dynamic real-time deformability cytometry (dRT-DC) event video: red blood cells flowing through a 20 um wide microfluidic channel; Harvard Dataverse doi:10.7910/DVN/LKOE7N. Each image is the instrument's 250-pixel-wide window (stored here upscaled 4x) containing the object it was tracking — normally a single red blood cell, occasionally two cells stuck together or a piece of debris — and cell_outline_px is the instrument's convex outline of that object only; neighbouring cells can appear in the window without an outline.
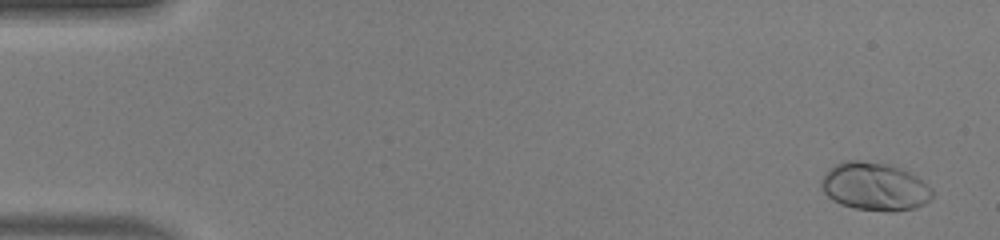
{"species": "human", "species_latin": "Homo sapiens", "temperature_condition": "warm", "stored_images_in_passage": 50, "camera_frame_rate_fps": 3000, "um_per_image_px": 0.085, "donor": {"sex": "male"}, "frame": {"image": 1, "passage_image": 3, "time_ms": 0.667, "image_size_px": [1000, 240], "cell_outline_px": [[932, 200], [916, 208], [892, 212], [888, 212], [856, 208], [840, 204], [832, 200], [824, 192], [820, 184], [820, 180], [828, 168], [844, 160], [860, 160], [888, 164], [900, 168], [916, 176], [932, 188]], "centroid_in_image_um": [74.34, 15.86], "position_along_channel_um": 10.7, "area_um2": 31.33}}
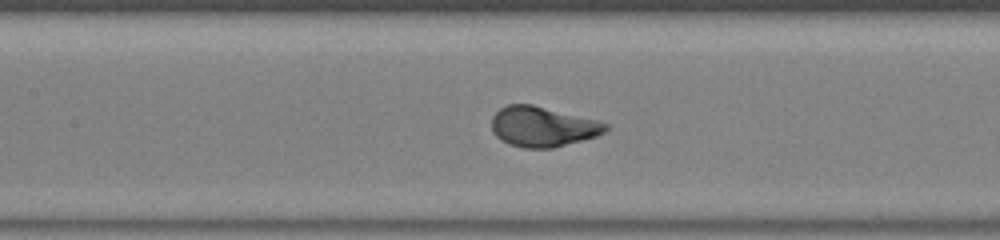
{"frame": {"image": 2, "passage_image": 24, "time_ms": 7.667, "image_size_px": [1000, 240], "cell_outline_px": [[608, 128], [604, 132], [596, 136], [552, 148], [524, 148], [508, 144], [500, 140], [492, 132], [492, 116], [500, 108], [508, 104], [532, 104], [596, 120], [608, 124]], "centroid_in_image_um": [46.08, 10.76], "position_along_channel_um": 161.3, "area_um2": 26.53}}
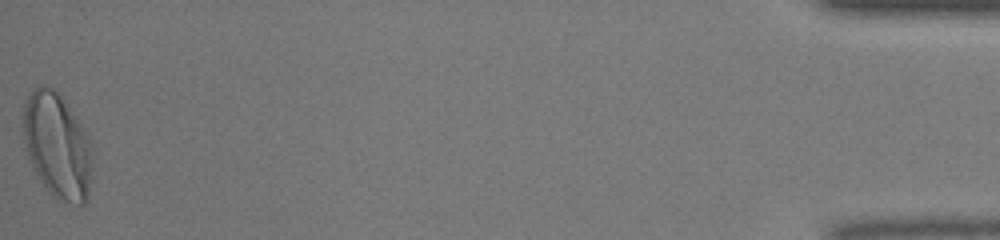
{"frame": {"image": 3, "passage_image": 50, "time_ms": 16.333, "image_size_px": [1000, 240], "cell_outline_px": [[92, 144], [88, 196], [84, 204], [80, 208], [68, 204], [52, 196], [36, 172], [28, 156], [20, 124], [24, 104], [32, 88], [40, 84], [44, 84], [52, 88], [64, 100], [76, 116], [84, 128]], "centroid_in_image_um": [4.85, 12.36], "position_along_channel_um": 430.4, "area_um2": 42.83}, "authors_computed_cell_mechanics": {"area_um2": 27.0793, "velocity_mm_per_s": 4.2296, "shape_relaxation_time_tau1_ms": 1.7263, "shape_relaxation_time_tau2_ms": null, "deformation_change_tau1": 0.1742, "deformation_change_tau2": null}}